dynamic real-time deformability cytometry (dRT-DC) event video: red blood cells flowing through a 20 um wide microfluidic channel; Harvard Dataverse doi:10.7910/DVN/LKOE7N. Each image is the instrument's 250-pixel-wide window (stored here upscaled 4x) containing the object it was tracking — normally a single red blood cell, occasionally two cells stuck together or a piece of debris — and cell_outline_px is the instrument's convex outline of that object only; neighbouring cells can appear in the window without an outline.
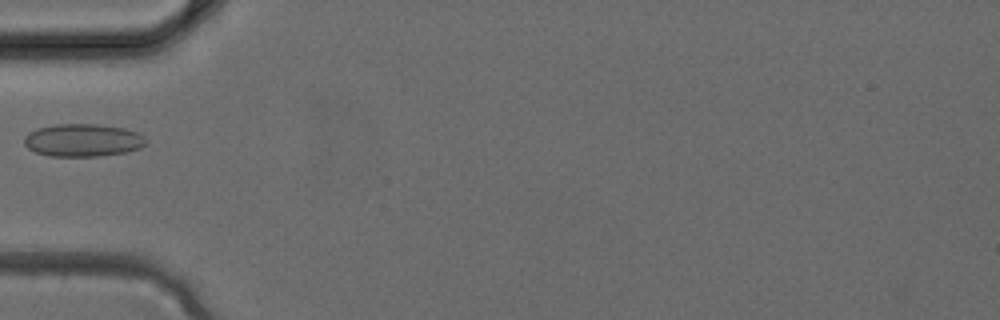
{"species": "common noctule bat (a hibernating species)", "species_latin": "Nyctalus noctula", "temperature_condition": "cold", "stored_images_in_passage": 4, "camera_frame_rate_fps": 3000, "um_per_image_px": 0.085, "animal": {"sex": "female", "body_mass_g": 24.6, "forearm_length_mm": 56.2}, "frame": {"image": 1, "passage_image": 4, "time_ms": 1.0, "image_size_px": [1000, 320], "cell_outline_px": [[148, 144], [140, 148], [124, 152], [100, 156], [48, 156], [36, 152], [28, 148], [24, 144], [24, 136], [28, 132], [36, 128], [56, 124], [96, 124], [124, 128], [136, 132], [144, 136], [148, 140]], "centroid_in_image_um": [7.04, 11.91], "position_along_channel_um": 78.0, "area_um2": 23.41}}